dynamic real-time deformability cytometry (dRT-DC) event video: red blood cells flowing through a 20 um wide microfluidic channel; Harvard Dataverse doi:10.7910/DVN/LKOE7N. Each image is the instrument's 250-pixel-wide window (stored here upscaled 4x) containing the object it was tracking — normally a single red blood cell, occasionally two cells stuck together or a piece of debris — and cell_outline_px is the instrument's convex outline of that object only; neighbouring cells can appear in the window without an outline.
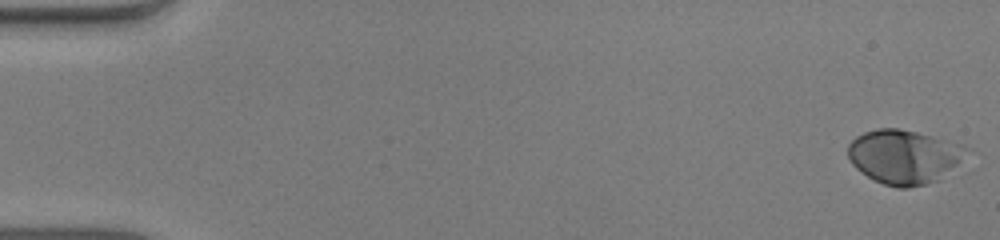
{"species": "human", "species_latin": "Homo sapiens", "temperature_condition": "warm", "stored_images_in_passage": 52, "camera_frame_rate_fps": 3000, "um_per_image_px": 0.085, "donor": {"sex": "male"}, "frame": {"image": 1, "passage_image": 1, "time_ms": 0.0, "image_size_px": [1000, 240], "cell_outline_px": [[972, 148], [940, 180], [908, 188], [896, 188], [884, 184], [868, 176], [856, 168], [852, 164], [848, 156], [848, 144], [856, 136], [864, 132], [876, 128], [896, 128], [916, 132], [964, 144]], "centroid_in_image_um": [76.85, 13.31], "position_along_channel_um": 8.2, "area_um2": 37.34}}
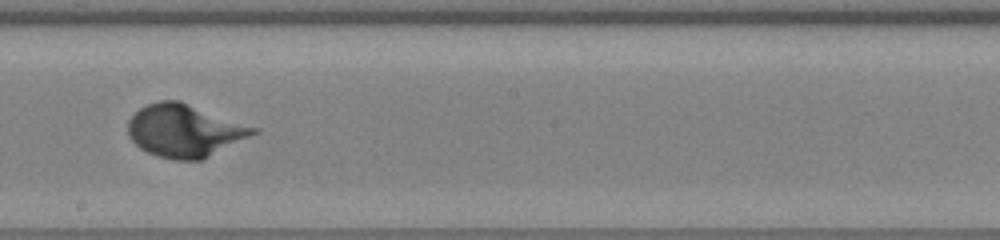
{"frame": {"image": 2, "passage_image": 30, "time_ms": 9.667, "image_size_px": [1000, 240], "cell_outline_px": [[260, 132], [200, 160], [176, 160], [156, 156], [140, 148], [128, 136], [128, 120], [140, 108], [148, 104], [160, 100], [180, 100], [260, 128]], "centroid_in_image_um": [15.72, 11.09], "position_along_channel_um": 232.5, "area_um2": 38.55}}
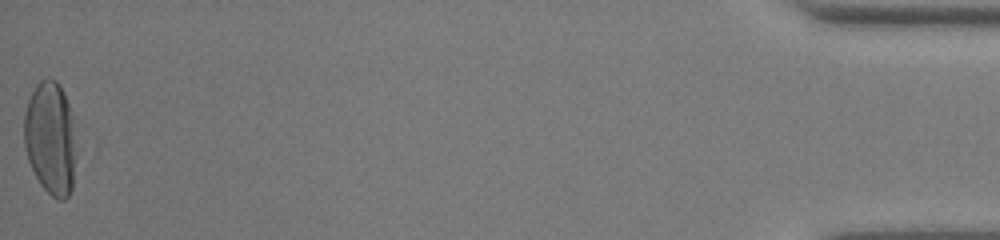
{"frame": {"image": 3, "passage_image": 52, "time_ms": 17.0, "image_size_px": [1000, 240], "cell_outline_px": [[76, 156], [72, 188], [68, 196], [64, 200], [56, 200], [40, 184], [28, 160], [24, 144], [24, 116], [28, 100], [36, 84], [40, 80], [56, 80], [68, 104], [72, 124], [76, 152]], "centroid_in_image_um": [4.28, 11.8], "position_along_channel_um": 430.9, "area_um2": 33.99}}